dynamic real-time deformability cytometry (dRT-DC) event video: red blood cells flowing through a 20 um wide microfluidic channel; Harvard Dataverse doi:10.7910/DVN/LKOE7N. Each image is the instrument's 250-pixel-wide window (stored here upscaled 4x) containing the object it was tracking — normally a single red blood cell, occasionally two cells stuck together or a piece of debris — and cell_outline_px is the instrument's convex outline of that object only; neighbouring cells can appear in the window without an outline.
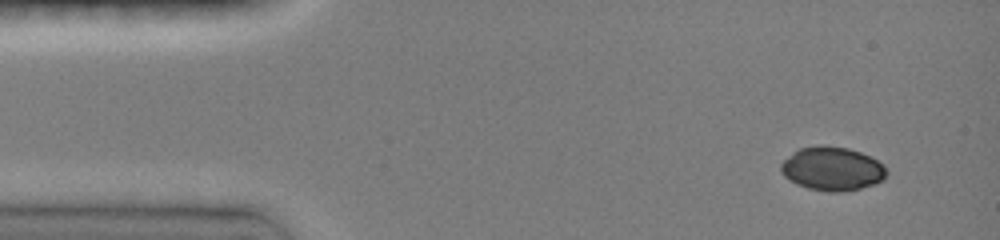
{"species": "common noctule bat (a hibernating species)", "species_latin": "Nyctalus noctula", "temperature_condition": "room temperature", "stored_images_in_passage": 7, "camera_frame_rate_fps": 3000, "um_per_image_px": 0.085, "animal": {"sex": "female", "body_mass_g": 19.0, "forearm_length_mm": 51.5}, "frame": {"image": 1, "passage_image": 1, "time_ms": 0.0, "image_size_px": [1000, 240], "cell_outline_px": [[888, 172], [884, 180], [876, 184], [844, 192], [828, 192], [808, 188], [796, 184], [788, 180], [784, 176], [780, 168], [780, 164], [784, 160], [800, 148], [816, 144], [824, 144], [848, 148], [860, 152], [884, 164]], "centroid_in_image_um": [70.75, 14.34], "position_along_channel_um": 14.2, "area_um2": 27.22}}
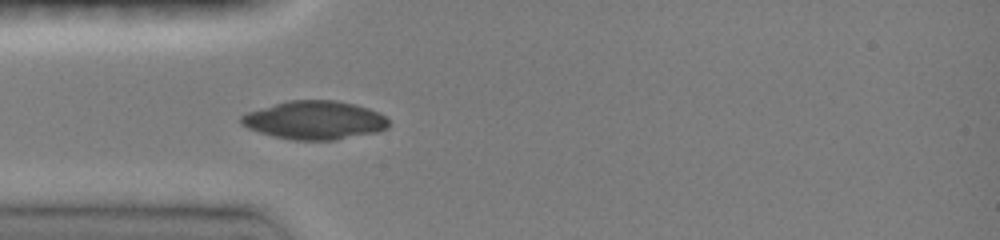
{"frame": {"image": 2, "passage_image": 7, "time_ms": 3.333, "image_size_px": [1000, 240], "cell_outline_px": [[388, 128], [376, 132], [336, 140], [292, 140], [260, 132], [248, 128], [240, 124], [240, 116], [248, 112], [288, 100], [336, 100], [356, 104], [368, 108], [384, 116], [388, 120]], "centroid_in_image_um": [26.75, 10.21], "position_along_channel_um": 58.3, "area_um2": 32.89}}